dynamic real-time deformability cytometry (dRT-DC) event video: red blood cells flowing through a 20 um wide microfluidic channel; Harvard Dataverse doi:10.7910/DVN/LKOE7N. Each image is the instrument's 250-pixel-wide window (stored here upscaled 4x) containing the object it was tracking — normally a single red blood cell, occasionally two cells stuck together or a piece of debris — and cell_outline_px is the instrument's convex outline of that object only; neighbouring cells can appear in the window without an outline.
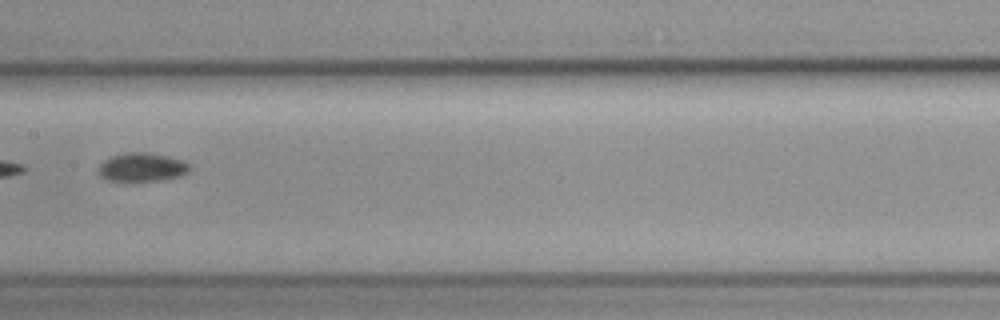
{"species": "common noctule bat (a hibernating species)", "species_latin": "Nyctalus noctula", "temperature_condition": "cold", "stored_images_in_passage": 11, "segment_of_instrument_passage": [2, 2], "camera_frame_rate_fps": 3000, "um_per_image_px": 0.085, "animal": {"sex": "female", "body_mass_g": 19.3, "forearm_length_mm": 54.1}, "frame": {"image": 1, "passage_image": 8, "time_ms": 9.333, "image_size_px": [1000, 320], "cell_outline_px": [[192, 168], [188, 172], [180, 176], [160, 180], [124, 184], [108, 180], [100, 176], [96, 172], [100, 164], [108, 156], [128, 152], [144, 152], [168, 156], [184, 160]], "centroid_in_image_um": [12.01, 14.25], "position_along_channel_um": 195.4, "area_um2": 16.01}}
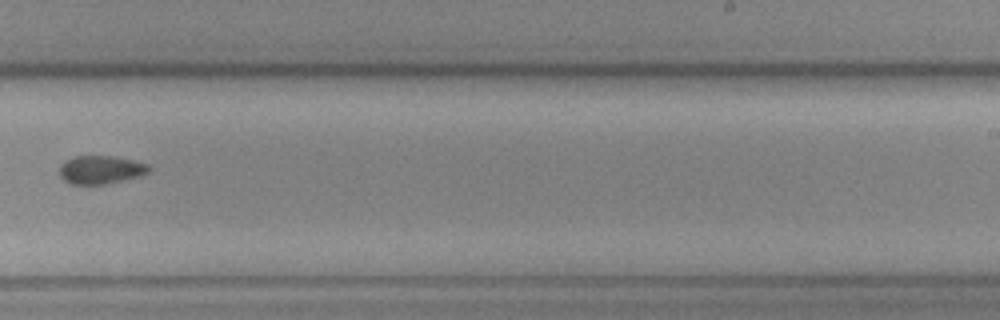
{"frame": {"image": 2, "passage_image": 10, "time_ms": 11.667, "image_size_px": [1000, 320], "cell_outline_px": [[152, 168], [148, 172], [140, 176], [104, 184], [72, 184], [64, 180], [60, 176], [60, 164], [64, 160], [72, 156], [112, 156], [132, 160], [148, 164]], "centroid_in_image_um": [8.54, 14.42], "position_along_channel_um": 280.5, "area_um2": 14.74}}
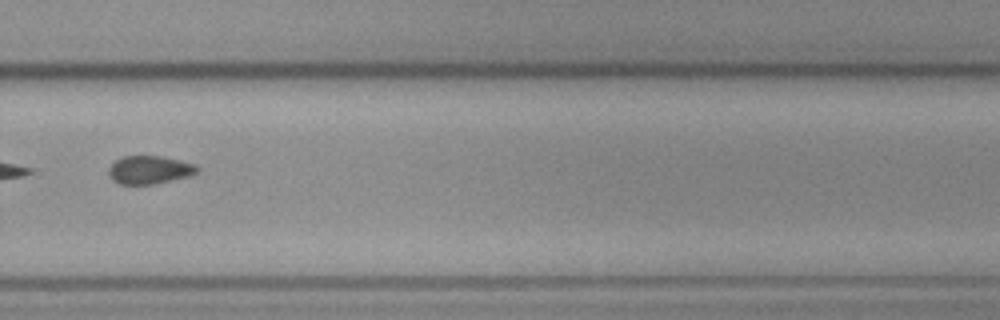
{"frame": {"image": 3, "passage_image": 11, "time_ms": 12.667, "image_size_px": [1000, 320], "cell_outline_px": [[200, 168], [196, 172], [188, 176], [152, 184], [120, 184], [112, 180], [108, 172], [108, 168], [120, 156], [160, 156], [180, 160], [196, 164]], "centroid_in_image_um": [12.69, 14.42], "position_along_channel_um": 317.1, "area_um2": 14.45}}